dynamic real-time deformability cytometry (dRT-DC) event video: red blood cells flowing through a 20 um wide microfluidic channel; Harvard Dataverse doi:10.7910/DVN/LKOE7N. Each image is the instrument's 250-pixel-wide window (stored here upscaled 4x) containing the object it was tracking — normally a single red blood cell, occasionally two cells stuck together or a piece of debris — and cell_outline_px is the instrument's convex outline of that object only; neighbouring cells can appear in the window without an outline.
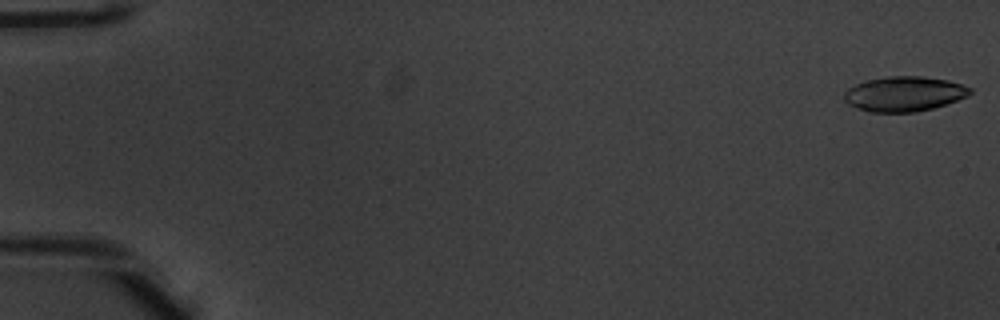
{"species": "common noctule bat (a hibernating species)", "species_latin": "Nyctalus noctula", "temperature_condition": "warm", "stored_images_in_passage": 17, "camera_frame_rate_fps": 3000, "um_per_image_px": 0.085, "animal": {"sex": "male", "body_mass_g": 20.1, "forearm_length_mm": 53.5}, "frame": {"image": 1, "passage_image": 1, "time_ms": 0.0, "image_size_px": [1000, 320], "cell_outline_px": [[972, 92], [968, 96], [932, 108], [916, 112], [868, 112], [848, 104], [844, 100], [844, 92], [848, 88], [856, 84], [868, 80], [888, 76], [920, 76], [948, 80], [972, 88]], "centroid_in_image_um": [76.84, 7.98], "position_along_channel_um": 8.2, "area_um2": 25.49}}
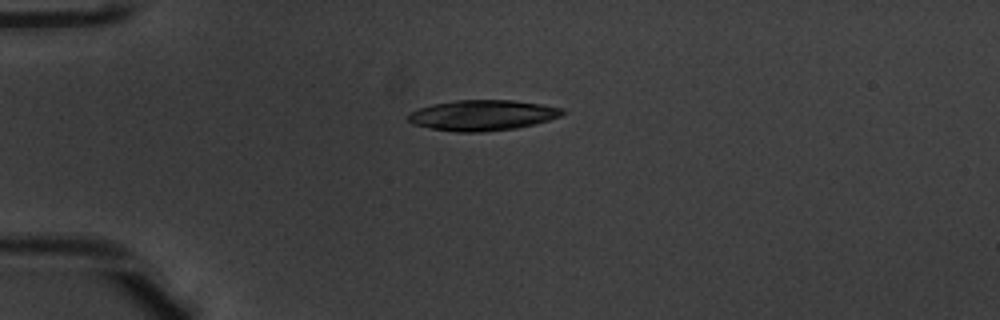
{"frame": {"image": 2, "passage_image": 14, "time_ms": 4.333, "image_size_px": [1000, 320], "cell_outline_px": [[564, 112], [560, 116], [536, 124], [516, 128], [484, 132], [456, 132], [432, 128], [412, 124], [404, 116], [408, 112], [432, 104], [456, 100], [512, 100], [540, 104], [564, 108]], "centroid_in_image_um": [40.98, 9.8], "position_along_channel_um": 44.0, "area_um2": 27.57}}